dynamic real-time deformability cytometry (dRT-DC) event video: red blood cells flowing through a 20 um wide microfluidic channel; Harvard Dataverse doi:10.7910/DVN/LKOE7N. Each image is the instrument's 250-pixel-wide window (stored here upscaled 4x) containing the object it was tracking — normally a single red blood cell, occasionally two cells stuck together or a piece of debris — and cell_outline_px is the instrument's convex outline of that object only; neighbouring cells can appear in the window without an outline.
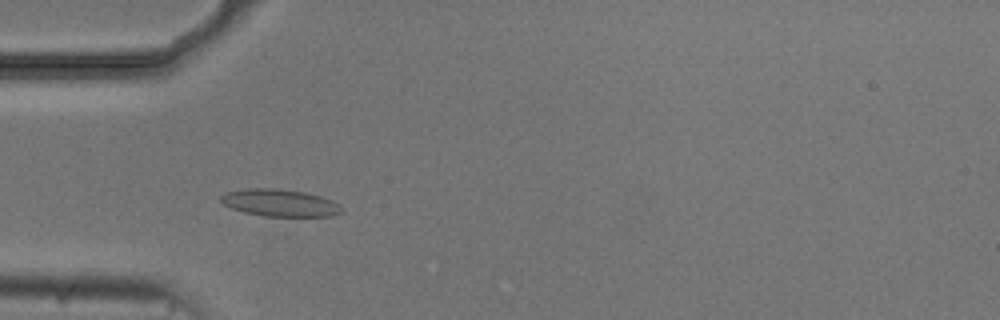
{"species": "common noctule bat (a hibernating species)", "species_latin": "Nyctalus noctula", "temperature_condition": "cold", "stored_images_in_passage": 45, "camera_frame_rate_fps": 3000, "um_per_image_px": 0.085, "animal": {"sex": "male", "body_mass_g": 20.5, "forearm_length_mm": 52.5}, "frame": {"image": 1, "passage_image": 7, "time_ms": 2.0, "image_size_px": [1000, 320], "cell_outline_px": [[344, 212], [332, 216], [264, 216], [244, 212], [232, 208], [224, 204], [220, 200], [220, 196], [224, 192], [248, 188], [276, 188], [304, 192], [320, 196], [332, 200]], "centroid_in_image_um": [23.76, 17.23], "position_along_channel_um": 61.2, "area_um2": 19.07}}
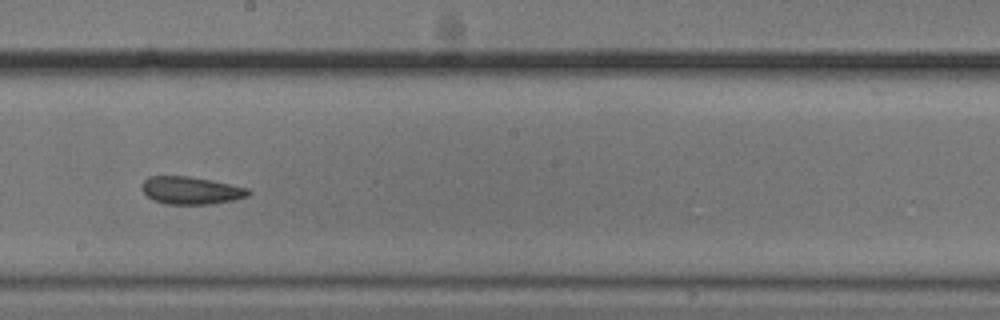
{"frame": {"image": 2, "passage_image": 21, "time_ms": 6.667, "image_size_px": [1000, 320], "cell_outline_px": [[252, 192], [248, 196], [232, 200], [212, 204], [168, 204], [156, 200], [148, 196], [140, 188], [144, 180], [148, 176], [188, 176], [212, 180], [248, 188]], "centroid_in_image_um": [16.24, 16.18], "position_along_channel_um": 232.0, "area_um2": 17.05}}
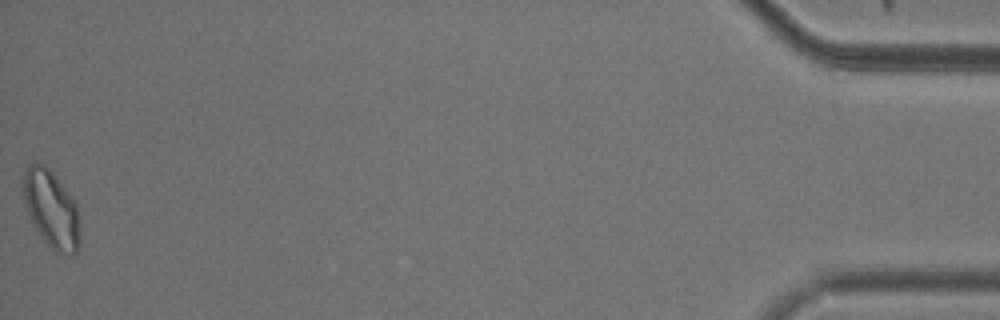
{"frame": {"image": 3, "passage_image": 45, "time_ms": 14.667, "image_size_px": [1000, 320], "cell_outline_px": [[80, 240], [76, 252], [72, 256], [68, 256], [56, 252], [40, 236], [32, 224], [24, 200], [24, 172], [28, 164], [32, 160], [36, 160], [44, 164], [52, 172], [72, 196], [76, 204], [80, 216]], "centroid_in_image_um": [4.39, 17.77], "position_along_channel_um": 430.8, "area_um2": 25.95}, "authors_computed_cell_mechanics": {"area_um2": 18.2648, "velocity_mm_per_s": 3.693, "shape_relaxation_time_tau1_ms": null, "shape_relaxation_time_tau2_ms": 4.6895, "deformation_change_tau1": null, "deformation_change_tau2": 0.1051}}